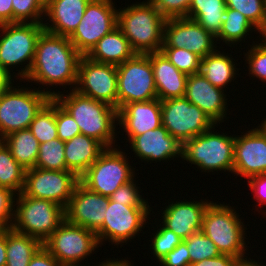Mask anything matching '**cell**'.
I'll return each instance as SVG.
<instances>
[{"label":"cell","mask_w":266,"mask_h":266,"mask_svg":"<svg viewBox=\"0 0 266 266\" xmlns=\"http://www.w3.org/2000/svg\"><path fill=\"white\" fill-rule=\"evenodd\" d=\"M81 56L68 37L43 30L36 43L30 72L22 83L39 85L37 89L50 98L60 94L63 89V92L67 88L68 91L75 90ZM57 87L59 90L55 89Z\"/></svg>","instance_id":"6da1fadb"},{"label":"cell","mask_w":266,"mask_h":266,"mask_svg":"<svg viewBox=\"0 0 266 266\" xmlns=\"http://www.w3.org/2000/svg\"><path fill=\"white\" fill-rule=\"evenodd\" d=\"M54 99L71 114L81 134L99 141L105 148L119 146L117 142L120 139L117 131L119 129L117 127L118 110L116 108L84 96L76 90L61 92Z\"/></svg>","instance_id":"7a4b0ae2"},{"label":"cell","mask_w":266,"mask_h":266,"mask_svg":"<svg viewBox=\"0 0 266 266\" xmlns=\"http://www.w3.org/2000/svg\"><path fill=\"white\" fill-rule=\"evenodd\" d=\"M166 18L148 0L118 6L117 27L136 54L159 52L163 45Z\"/></svg>","instance_id":"3957f363"},{"label":"cell","mask_w":266,"mask_h":266,"mask_svg":"<svg viewBox=\"0 0 266 266\" xmlns=\"http://www.w3.org/2000/svg\"><path fill=\"white\" fill-rule=\"evenodd\" d=\"M230 205L226 202L212 201L203 214L201 231L214 242L221 254L244 260L250 253V247L247 246L250 242L246 233L249 225L248 222L245 224L242 221L245 220L243 216L240 217L242 214L239 215V211L242 213L241 207L237 211L235 206Z\"/></svg>","instance_id":"277c9868"},{"label":"cell","mask_w":266,"mask_h":266,"mask_svg":"<svg viewBox=\"0 0 266 266\" xmlns=\"http://www.w3.org/2000/svg\"><path fill=\"white\" fill-rule=\"evenodd\" d=\"M219 124L182 144V161L201 173L233 175L235 134L221 132ZM216 130V131H215ZM218 131V132H217ZM186 161V162H185ZM224 171V172H223ZM214 172V173H213Z\"/></svg>","instance_id":"5b68a950"},{"label":"cell","mask_w":266,"mask_h":266,"mask_svg":"<svg viewBox=\"0 0 266 266\" xmlns=\"http://www.w3.org/2000/svg\"><path fill=\"white\" fill-rule=\"evenodd\" d=\"M43 30V23L0 25V67L15 81L22 82L27 78L34 60L36 43Z\"/></svg>","instance_id":"8992f818"},{"label":"cell","mask_w":266,"mask_h":266,"mask_svg":"<svg viewBox=\"0 0 266 266\" xmlns=\"http://www.w3.org/2000/svg\"><path fill=\"white\" fill-rule=\"evenodd\" d=\"M20 82H13L0 95V140L15 131L28 129L36 114L51 99L36 86L29 87V83L24 86Z\"/></svg>","instance_id":"52a82bcc"},{"label":"cell","mask_w":266,"mask_h":266,"mask_svg":"<svg viewBox=\"0 0 266 266\" xmlns=\"http://www.w3.org/2000/svg\"><path fill=\"white\" fill-rule=\"evenodd\" d=\"M155 205L153 207L126 206L124 203L114 202L109 198L103 226L96 232L100 246L102 247L109 241V246L111 243L114 248L115 246L119 248L120 245V248H122L128 242L130 244L132 242L131 239L139 238L140 233L143 232L141 236H144L143 234L145 233L147 235V232H144L142 229H145V227L150 228L147 220L153 222L150 217L152 214H155L153 208L156 207L157 209L159 207L156 203Z\"/></svg>","instance_id":"ba28073f"},{"label":"cell","mask_w":266,"mask_h":266,"mask_svg":"<svg viewBox=\"0 0 266 266\" xmlns=\"http://www.w3.org/2000/svg\"><path fill=\"white\" fill-rule=\"evenodd\" d=\"M120 147L119 144L106 148L79 177V182L92 192L110 197L120 186L133 180L137 176V167L132 165L135 160L130 164L129 159L132 157Z\"/></svg>","instance_id":"9c48e42d"},{"label":"cell","mask_w":266,"mask_h":266,"mask_svg":"<svg viewBox=\"0 0 266 266\" xmlns=\"http://www.w3.org/2000/svg\"><path fill=\"white\" fill-rule=\"evenodd\" d=\"M65 220V209L53 201L16 196L12 229L38 239L42 244Z\"/></svg>","instance_id":"30bf717a"},{"label":"cell","mask_w":266,"mask_h":266,"mask_svg":"<svg viewBox=\"0 0 266 266\" xmlns=\"http://www.w3.org/2000/svg\"><path fill=\"white\" fill-rule=\"evenodd\" d=\"M158 98L148 54H135L117 65V110L131 102Z\"/></svg>","instance_id":"8fae6325"},{"label":"cell","mask_w":266,"mask_h":266,"mask_svg":"<svg viewBox=\"0 0 266 266\" xmlns=\"http://www.w3.org/2000/svg\"><path fill=\"white\" fill-rule=\"evenodd\" d=\"M43 246L60 264H84L83 261H88V258L92 260L91 256L94 257L93 254L101 247L95 232L72 224L66 219Z\"/></svg>","instance_id":"7c38bea8"},{"label":"cell","mask_w":266,"mask_h":266,"mask_svg":"<svg viewBox=\"0 0 266 266\" xmlns=\"http://www.w3.org/2000/svg\"><path fill=\"white\" fill-rule=\"evenodd\" d=\"M113 1L91 0L86 6L81 22L68 37L82 56H86L103 36L118 26V7Z\"/></svg>","instance_id":"4fadbf2b"},{"label":"cell","mask_w":266,"mask_h":266,"mask_svg":"<svg viewBox=\"0 0 266 266\" xmlns=\"http://www.w3.org/2000/svg\"><path fill=\"white\" fill-rule=\"evenodd\" d=\"M162 125L180 143L211 129L216 123L185 97L161 101Z\"/></svg>","instance_id":"5bb4252c"},{"label":"cell","mask_w":266,"mask_h":266,"mask_svg":"<svg viewBox=\"0 0 266 266\" xmlns=\"http://www.w3.org/2000/svg\"><path fill=\"white\" fill-rule=\"evenodd\" d=\"M79 177L70 170H45L32 168L25 171L24 196L46 199L64 209L72 197Z\"/></svg>","instance_id":"9a60e30c"},{"label":"cell","mask_w":266,"mask_h":266,"mask_svg":"<svg viewBox=\"0 0 266 266\" xmlns=\"http://www.w3.org/2000/svg\"><path fill=\"white\" fill-rule=\"evenodd\" d=\"M75 90L117 109V66L94 62L81 56Z\"/></svg>","instance_id":"2e32d148"},{"label":"cell","mask_w":266,"mask_h":266,"mask_svg":"<svg viewBox=\"0 0 266 266\" xmlns=\"http://www.w3.org/2000/svg\"><path fill=\"white\" fill-rule=\"evenodd\" d=\"M162 47L186 48L201 58L221 48L212 33L186 17L166 19Z\"/></svg>","instance_id":"e0dca14e"},{"label":"cell","mask_w":266,"mask_h":266,"mask_svg":"<svg viewBox=\"0 0 266 266\" xmlns=\"http://www.w3.org/2000/svg\"><path fill=\"white\" fill-rule=\"evenodd\" d=\"M244 126L243 132L239 131L241 135H235L233 175L248 180L266 174V135L258 126L250 130Z\"/></svg>","instance_id":"ac0fdd59"},{"label":"cell","mask_w":266,"mask_h":266,"mask_svg":"<svg viewBox=\"0 0 266 266\" xmlns=\"http://www.w3.org/2000/svg\"><path fill=\"white\" fill-rule=\"evenodd\" d=\"M168 199L171 202L163 203L165 207H161L158 215L161 219L157 218V221L173 231L180 238L187 239L191 234L201 231L203 214L212 202L207 198H201L198 200L196 198H191L190 200H179ZM193 199V200H192ZM207 199V200H206ZM173 200V201H172ZM192 200V201H191Z\"/></svg>","instance_id":"d6986e66"},{"label":"cell","mask_w":266,"mask_h":266,"mask_svg":"<svg viewBox=\"0 0 266 266\" xmlns=\"http://www.w3.org/2000/svg\"><path fill=\"white\" fill-rule=\"evenodd\" d=\"M131 149L134 159H140L146 163H168L174 159H182V143L168 133V130L160 127L148 130L143 134L135 136L129 144H125ZM136 157V158H135ZM179 158V159H178Z\"/></svg>","instance_id":"ffe728a7"},{"label":"cell","mask_w":266,"mask_h":266,"mask_svg":"<svg viewBox=\"0 0 266 266\" xmlns=\"http://www.w3.org/2000/svg\"><path fill=\"white\" fill-rule=\"evenodd\" d=\"M109 197L87 189L80 182L65 208V219L93 232H97L104 222Z\"/></svg>","instance_id":"44dd1931"},{"label":"cell","mask_w":266,"mask_h":266,"mask_svg":"<svg viewBox=\"0 0 266 266\" xmlns=\"http://www.w3.org/2000/svg\"><path fill=\"white\" fill-rule=\"evenodd\" d=\"M227 95L226 91L213 86L200 72L187 77L184 97L219 125L230 118L227 117L231 110L228 109L230 104Z\"/></svg>","instance_id":"7402d4cb"},{"label":"cell","mask_w":266,"mask_h":266,"mask_svg":"<svg viewBox=\"0 0 266 266\" xmlns=\"http://www.w3.org/2000/svg\"><path fill=\"white\" fill-rule=\"evenodd\" d=\"M118 125L120 135H124L125 143L135 136L153 130L162 125L161 101L156 98L149 101L131 102L118 110ZM124 131V132H123Z\"/></svg>","instance_id":"603a6c76"},{"label":"cell","mask_w":266,"mask_h":266,"mask_svg":"<svg viewBox=\"0 0 266 266\" xmlns=\"http://www.w3.org/2000/svg\"><path fill=\"white\" fill-rule=\"evenodd\" d=\"M91 0H52L45 9L44 30L69 37L84 16Z\"/></svg>","instance_id":"cb8c5ba5"},{"label":"cell","mask_w":266,"mask_h":266,"mask_svg":"<svg viewBox=\"0 0 266 266\" xmlns=\"http://www.w3.org/2000/svg\"><path fill=\"white\" fill-rule=\"evenodd\" d=\"M158 99L164 101L185 95L187 75L179 71L161 52L149 53Z\"/></svg>","instance_id":"d4e9b609"},{"label":"cell","mask_w":266,"mask_h":266,"mask_svg":"<svg viewBox=\"0 0 266 266\" xmlns=\"http://www.w3.org/2000/svg\"><path fill=\"white\" fill-rule=\"evenodd\" d=\"M223 48V46L221 48L219 47L215 52L208 54L205 58H202L199 72L213 86L221 88L226 92L227 89H230L227 86L232 85V92V90L235 88L234 81L236 83L237 76L239 78L242 73L240 72L239 74L240 68H237V66H240L241 64L239 63L238 65L237 62L239 59L237 58V60H235V58L232 56V53H229L228 51L226 53V49L224 51ZM231 82H233V84ZM230 83L231 85H228Z\"/></svg>","instance_id":"484cf974"},{"label":"cell","mask_w":266,"mask_h":266,"mask_svg":"<svg viewBox=\"0 0 266 266\" xmlns=\"http://www.w3.org/2000/svg\"><path fill=\"white\" fill-rule=\"evenodd\" d=\"M106 148L97 140L79 134L65 141L66 170L80 177Z\"/></svg>","instance_id":"4316f807"},{"label":"cell","mask_w":266,"mask_h":266,"mask_svg":"<svg viewBox=\"0 0 266 266\" xmlns=\"http://www.w3.org/2000/svg\"><path fill=\"white\" fill-rule=\"evenodd\" d=\"M135 54L129 40L116 27L112 32L103 36L86 57L94 62L117 66L131 59Z\"/></svg>","instance_id":"83f0119b"},{"label":"cell","mask_w":266,"mask_h":266,"mask_svg":"<svg viewBox=\"0 0 266 266\" xmlns=\"http://www.w3.org/2000/svg\"><path fill=\"white\" fill-rule=\"evenodd\" d=\"M253 33L259 34L256 36L257 38L253 35ZM252 38L260 40L262 38L261 32H259V30L239 11L226 7L222 28L216 36L217 44L222 42L223 46L225 45L226 47L228 46L232 49L233 47H236V50L237 46L241 45L239 46L240 49H245L241 48L242 43H245V45L248 43L247 46L251 45L249 42Z\"/></svg>","instance_id":"f1b7e54d"},{"label":"cell","mask_w":266,"mask_h":266,"mask_svg":"<svg viewBox=\"0 0 266 266\" xmlns=\"http://www.w3.org/2000/svg\"><path fill=\"white\" fill-rule=\"evenodd\" d=\"M2 141L25 171L35 168L40 143L29 128L15 131L4 137Z\"/></svg>","instance_id":"f546056e"},{"label":"cell","mask_w":266,"mask_h":266,"mask_svg":"<svg viewBox=\"0 0 266 266\" xmlns=\"http://www.w3.org/2000/svg\"><path fill=\"white\" fill-rule=\"evenodd\" d=\"M225 11V0H191L186 18L197 21L216 37L222 28Z\"/></svg>","instance_id":"4dcf8cb0"},{"label":"cell","mask_w":266,"mask_h":266,"mask_svg":"<svg viewBox=\"0 0 266 266\" xmlns=\"http://www.w3.org/2000/svg\"><path fill=\"white\" fill-rule=\"evenodd\" d=\"M43 244L36 238L6 230V266H28L32 256Z\"/></svg>","instance_id":"1f68e13d"},{"label":"cell","mask_w":266,"mask_h":266,"mask_svg":"<svg viewBox=\"0 0 266 266\" xmlns=\"http://www.w3.org/2000/svg\"><path fill=\"white\" fill-rule=\"evenodd\" d=\"M25 170L13 158L10 149L0 140V187L17 195L23 191Z\"/></svg>","instance_id":"d6a6232c"},{"label":"cell","mask_w":266,"mask_h":266,"mask_svg":"<svg viewBox=\"0 0 266 266\" xmlns=\"http://www.w3.org/2000/svg\"><path fill=\"white\" fill-rule=\"evenodd\" d=\"M29 129L40 144L58 138L54 98H51L36 114Z\"/></svg>","instance_id":"836d02e7"},{"label":"cell","mask_w":266,"mask_h":266,"mask_svg":"<svg viewBox=\"0 0 266 266\" xmlns=\"http://www.w3.org/2000/svg\"><path fill=\"white\" fill-rule=\"evenodd\" d=\"M250 43L251 45L245 47L248 50L243 51L244 57L242 60H245L244 65L247 67H244V70L247 69L245 71L248 72L245 74L251 76L250 80L256 79L257 81L259 79L261 83L263 82L262 86H264L266 85V37H262L258 41L253 39Z\"/></svg>","instance_id":"e575fe53"},{"label":"cell","mask_w":266,"mask_h":266,"mask_svg":"<svg viewBox=\"0 0 266 266\" xmlns=\"http://www.w3.org/2000/svg\"><path fill=\"white\" fill-rule=\"evenodd\" d=\"M154 223H150L153 230L151 235H148L151 238L147 243L149 246L148 250L151 251V256L156 260V263L160 262L169 252H171L176 246H178L182 242V238L176 235L173 231L165 228L159 221L157 222V218H155ZM159 223V224H158ZM153 224V225H152ZM156 225V227L154 226ZM159 227V228H158ZM155 228V229H154Z\"/></svg>","instance_id":"d590c367"},{"label":"cell","mask_w":266,"mask_h":266,"mask_svg":"<svg viewBox=\"0 0 266 266\" xmlns=\"http://www.w3.org/2000/svg\"><path fill=\"white\" fill-rule=\"evenodd\" d=\"M35 167L45 170H66L65 141L56 138L40 144Z\"/></svg>","instance_id":"8d00e7d4"},{"label":"cell","mask_w":266,"mask_h":266,"mask_svg":"<svg viewBox=\"0 0 266 266\" xmlns=\"http://www.w3.org/2000/svg\"><path fill=\"white\" fill-rule=\"evenodd\" d=\"M226 7L239 11L265 37L266 9L264 0H225Z\"/></svg>","instance_id":"74e56055"},{"label":"cell","mask_w":266,"mask_h":266,"mask_svg":"<svg viewBox=\"0 0 266 266\" xmlns=\"http://www.w3.org/2000/svg\"><path fill=\"white\" fill-rule=\"evenodd\" d=\"M167 59L182 73L189 76L199 73L201 57L186 48L161 47Z\"/></svg>","instance_id":"f35d334b"},{"label":"cell","mask_w":266,"mask_h":266,"mask_svg":"<svg viewBox=\"0 0 266 266\" xmlns=\"http://www.w3.org/2000/svg\"><path fill=\"white\" fill-rule=\"evenodd\" d=\"M184 241L189 251L190 265L204 259H210L221 255L214 242L202 231L191 234L187 239H184Z\"/></svg>","instance_id":"ab89813d"},{"label":"cell","mask_w":266,"mask_h":266,"mask_svg":"<svg viewBox=\"0 0 266 266\" xmlns=\"http://www.w3.org/2000/svg\"><path fill=\"white\" fill-rule=\"evenodd\" d=\"M13 23H43L45 9L37 0H12Z\"/></svg>","instance_id":"60d3db41"},{"label":"cell","mask_w":266,"mask_h":266,"mask_svg":"<svg viewBox=\"0 0 266 266\" xmlns=\"http://www.w3.org/2000/svg\"><path fill=\"white\" fill-rule=\"evenodd\" d=\"M136 181V177L128 183L120 186L109 198L114 202L124 203L126 206H151L148 203V197L145 199L143 196L144 190L141 185Z\"/></svg>","instance_id":"b9f144b4"},{"label":"cell","mask_w":266,"mask_h":266,"mask_svg":"<svg viewBox=\"0 0 266 266\" xmlns=\"http://www.w3.org/2000/svg\"><path fill=\"white\" fill-rule=\"evenodd\" d=\"M56 126L58 138L62 141L71 140L81 134V130L71 114L56 101Z\"/></svg>","instance_id":"7bdbcfd3"},{"label":"cell","mask_w":266,"mask_h":266,"mask_svg":"<svg viewBox=\"0 0 266 266\" xmlns=\"http://www.w3.org/2000/svg\"><path fill=\"white\" fill-rule=\"evenodd\" d=\"M166 18L187 17L191 0H148Z\"/></svg>","instance_id":"ee69618b"},{"label":"cell","mask_w":266,"mask_h":266,"mask_svg":"<svg viewBox=\"0 0 266 266\" xmlns=\"http://www.w3.org/2000/svg\"><path fill=\"white\" fill-rule=\"evenodd\" d=\"M16 196L12 190L0 187V225L5 230L12 228Z\"/></svg>","instance_id":"f6af8a7d"},{"label":"cell","mask_w":266,"mask_h":266,"mask_svg":"<svg viewBox=\"0 0 266 266\" xmlns=\"http://www.w3.org/2000/svg\"><path fill=\"white\" fill-rule=\"evenodd\" d=\"M246 181H247L246 184L247 187L252 191L251 194L255 199L254 201L257 202L256 205L255 203H253L254 205L252 207V210L256 209L255 211H258L259 214L262 212L261 213V216H263L262 218L266 219V210H265L266 208L263 207L266 206V174H260L257 176L250 177ZM257 208L258 209L260 208V210H258ZM261 208L262 209L264 208V210H262Z\"/></svg>","instance_id":"bcb514c9"},{"label":"cell","mask_w":266,"mask_h":266,"mask_svg":"<svg viewBox=\"0 0 266 266\" xmlns=\"http://www.w3.org/2000/svg\"><path fill=\"white\" fill-rule=\"evenodd\" d=\"M190 266V256L186 242H182L169 252L160 262L159 266Z\"/></svg>","instance_id":"7dc6e473"},{"label":"cell","mask_w":266,"mask_h":266,"mask_svg":"<svg viewBox=\"0 0 266 266\" xmlns=\"http://www.w3.org/2000/svg\"><path fill=\"white\" fill-rule=\"evenodd\" d=\"M28 266H60V263L42 245L32 256Z\"/></svg>","instance_id":"c3c4849f"},{"label":"cell","mask_w":266,"mask_h":266,"mask_svg":"<svg viewBox=\"0 0 266 266\" xmlns=\"http://www.w3.org/2000/svg\"><path fill=\"white\" fill-rule=\"evenodd\" d=\"M238 261L239 259L234 256L221 254L214 258L192 263L190 266H235Z\"/></svg>","instance_id":"681fc988"},{"label":"cell","mask_w":266,"mask_h":266,"mask_svg":"<svg viewBox=\"0 0 266 266\" xmlns=\"http://www.w3.org/2000/svg\"><path fill=\"white\" fill-rule=\"evenodd\" d=\"M13 23L12 0H0V25Z\"/></svg>","instance_id":"f907efd6"},{"label":"cell","mask_w":266,"mask_h":266,"mask_svg":"<svg viewBox=\"0 0 266 266\" xmlns=\"http://www.w3.org/2000/svg\"><path fill=\"white\" fill-rule=\"evenodd\" d=\"M106 260H103V261H99L98 262V264L97 263H95V266H135L134 265V262H133V260H131L130 259V261L128 260L129 258H128V256H127V258H114L113 257V259L112 258H105ZM97 264V265H96Z\"/></svg>","instance_id":"816d5d0a"},{"label":"cell","mask_w":266,"mask_h":266,"mask_svg":"<svg viewBox=\"0 0 266 266\" xmlns=\"http://www.w3.org/2000/svg\"><path fill=\"white\" fill-rule=\"evenodd\" d=\"M13 82H16L3 68L0 67V95Z\"/></svg>","instance_id":"f5cc1de1"},{"label":"cell","mask_w":266,"mask_h":266,"mask_svg":"<svg viewBox=\"0 0 266 266\" xmlns=\"http://www.w3.org/2000/svg\"><path fill=\"white\" fill-rule=\"evenodd\" d=\"M6 230L0 235V266H6Z\"/></svg>","instance_id":"db71d44e"},{"label":"cell","mask_w":266,"mask_h":266,"mask_svg":"<svg viewBox=\"0 0 266 266\" xmlns=\"http://www.w3.org/2000/svg\"><path fill=\"white\" fill-rule=\"evenodd\" d=\"M257 261L253 258H247V259H244V260H239L235 266H265L263 265V261L259 262V258L257 257Z\"/></svg>","instance_id":"11a10c76"},{"label":"cell","mask_w":266,"mask_h":266,"mask_svg":"<svg viewBox=\"0 0 266 266\" xmlns=\"http://www.w3.org/2000/svg\"><path fill=\"white\" fill-rule=\"evenodd\" d=\"M266 116H264V118H262L263 120L261 121V123L257 124L258 127L262 130V132L266 135Z\"/></svg>","instance_id":"9f6ffc18"},{"label":"cell","mask_w":266,"mask_h":266,"mask_svg":"<svg viewBox=\"0 0 266 266\" xmlns=\"http://www.w3.org/2000/svg\"><path fill=\"white\" fill-rule=\"evenodd\" d=\"M39 4L46 9L52 2V0H37Z\"/></svg>","instance_id":"6f0895ef"},{"label":"cell","mask_w":266,"mask_h":266,"mask_svg":"<svg viewBox=\"0 0 266 266\" xmlns=\"http://www.w3.org/2000/svg\"><path fill=\"white\" fill-rule=\"evenodd\" d=\"M85 262V264H72V263H69V264H60V266H95V265H90L91 263H87Z\"/></svg>","instance_id":"680465c9"},{"label":"cell","mask_w":266,"mask_h":266,"mask_svg":"<svg viewBox=\"0 0 266 266\" xmlns=\"http://www.w3.org/2000/svg\"><path fill=\"white\" fill-rule=\"evenodd\" d=\"M5 231V229L0 225V235Z\"/></svg>","instance_id":"91938a15"},{"label":"cell","mask_w":266,"mask_h":266,"mask_svg":"<svg viewBox=\"0 0 266 266\" xmlns=\"http://www.w3.org/2000/svg\"><path fill=\"white\" fill-rule=\"evenodd\" d=\"M265 2V9H266V0H264ZM265 37H266V22H265Z\"/></svg>","instance_id":"94428289"}]
</instances>
